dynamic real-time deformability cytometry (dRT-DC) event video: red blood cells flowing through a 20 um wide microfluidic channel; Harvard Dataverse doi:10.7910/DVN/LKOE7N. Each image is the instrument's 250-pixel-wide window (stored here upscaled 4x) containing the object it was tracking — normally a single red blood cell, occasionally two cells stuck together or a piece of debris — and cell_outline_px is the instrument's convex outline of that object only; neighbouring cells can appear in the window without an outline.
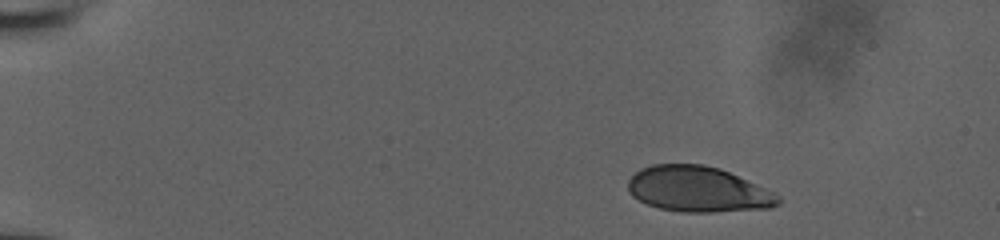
{"species": "human", "species_latin": "Homo sapiens", "temperature_condition": "room temperature", "stored_images_in_passage": 8, "camera_frame_rate_fps": 3000, "um_per_image_px": 0.085, "donor": {"sex": "male"}, "frame": {"image": 1, "passage_image": 1, "time_ms": 0.0, "image_size_px": [1000, 240], "cell_outline_px": [[780, 204], [768, 208], [712, 212], [680, 212], [660, 208], [648, 204], [632, 196], [628, 192], [628, 180], [640, 168], [652, 164], [704, 164], [720, 168], [764, 188], [780, 196]], "centroid_in_image_um": [59.3, 16.08], "position_along_channel_um": 25.7, "area_um2": 39.71}}
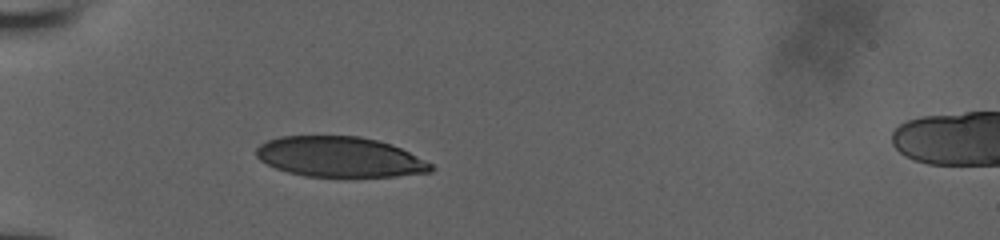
{"frame": {"image": 2, "passage_image": 5, "time_ms": 3.333, "image_size_px": [1000, 240], "cell_outline_px": [[436, 168], [432, 172], [396, 176], [352, 180], [304, 176], [288, 172], [276, 168], [260, 160], [256, 156], [256, 148], [260, 144], [268, 140], [280, 136], [360, 136], [392, 144], [432, 164]], "centroid_in_image_um": [28.9, 13.39], "position_along_channel_um": 56.1, "area_um2": 42.19}}
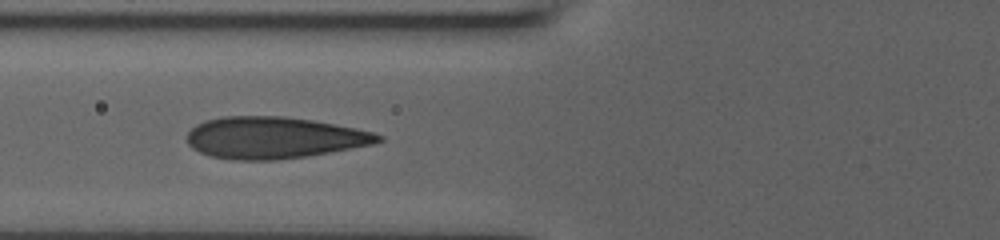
{"frame": {"image": 3, "passage_image": 7, "time_ms": 5.0, "image_size_px": [1000, 240], "cell_outline_px": [[384, 140], [372, 144], [308, 156], [276, 160], [232, 160], [212, 156], [200, 152], [192, 148], [188, 144], [188, 132], [196, 124], [204, 120], [224, 116], [284, 116], [312, 120], [356, 128], [372, 132], [384, 136]], "centroid_in_image_um": [23.27, 11.7], "position_along_channel_um": 102.5, "area_um2": 46.41}}